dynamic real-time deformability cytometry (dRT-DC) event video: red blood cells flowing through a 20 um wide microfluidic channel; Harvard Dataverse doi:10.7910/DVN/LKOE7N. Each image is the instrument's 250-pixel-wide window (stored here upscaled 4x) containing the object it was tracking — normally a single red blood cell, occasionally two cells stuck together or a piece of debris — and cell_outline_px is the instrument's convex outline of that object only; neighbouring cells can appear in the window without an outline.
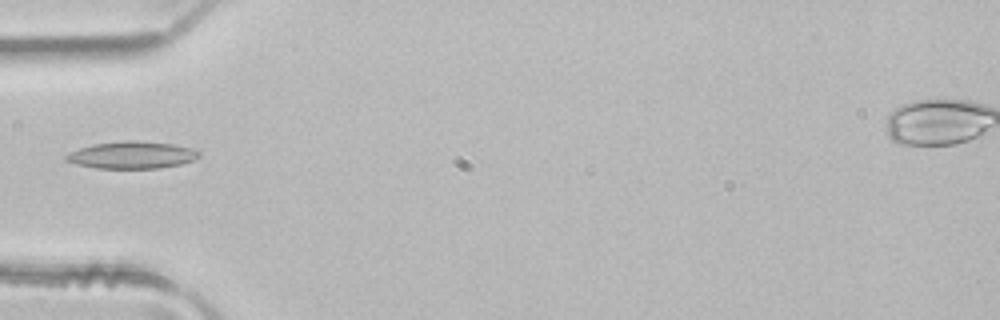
{"species": "common noctule bat (a hibernating species)", "species_latin": "Nyctalus noctula", "temperature_condition": "room temperature", "stored_images_in_passage": 1, "camera_frame_rate_fps": 3000, "um_per_image_px": 0.085, "animal": {"sex": "male", "body_mass_g": 21.5, "forearm_length_mm": 52.0}, "frame": {"image": 1, "passage_image": 1, "time_ms": 0.0, "image_size_px": [1000, 320], "cell_outline_px": [[200, 156], [196, 160], [180, 164], [160, 168], [96, 168], [76, 164], [64, 160], [64, 156], [68, 152], [92, 144], [124, 140], [136, 140], [172, 144], [192, 148], [200, 152]], "centroid_in_image_um": [11.2, 13.17], "position_along_channel_um": 73.8, "area_um2": 21.21}}